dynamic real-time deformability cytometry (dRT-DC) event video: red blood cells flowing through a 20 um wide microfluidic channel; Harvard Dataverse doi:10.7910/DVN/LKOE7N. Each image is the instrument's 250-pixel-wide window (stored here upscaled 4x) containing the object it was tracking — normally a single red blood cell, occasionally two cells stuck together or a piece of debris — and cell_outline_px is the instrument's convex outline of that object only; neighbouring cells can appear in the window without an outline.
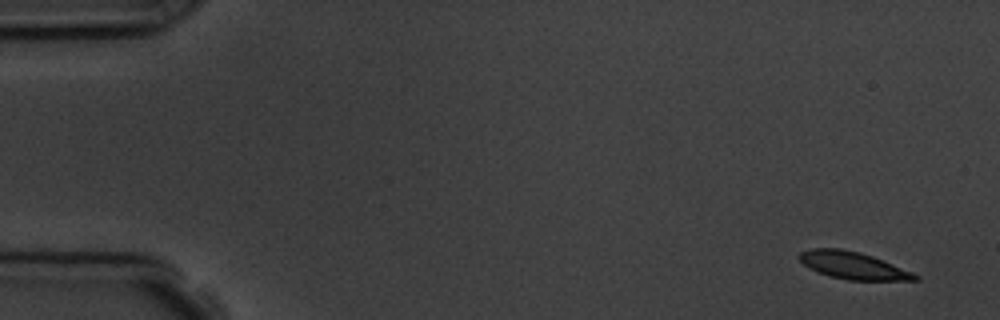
{"species": "common noctule bat (a hibernating species)", "species_latin": "Nyctalus noctula", "temperature_condition": "room temperature", "stored_images_in_passage": 3, "camera_frame_rate_fps": 3000, "um_per_image_px": 0.085, "animal": {"sex": "male", "body_mass_g": 19.5, "forearm_length_mm": 54.6}, "frame": {"image": 1, "passage_image": 1, "time_ms": 0.0, "image_size_px": [1000, 320], "cell_outline_px": [[920, 280], [848, 280], [828, 276], [804, 264], [796, 256], [800, 252], [808, 248], [840, 248], [860, 252], [872, 256], [912, 272], [920, 276]], "centroid_in_image_um": [72.49, 22.55], "position_along_channel_um": 12.5, "area_um2": 18.26}}